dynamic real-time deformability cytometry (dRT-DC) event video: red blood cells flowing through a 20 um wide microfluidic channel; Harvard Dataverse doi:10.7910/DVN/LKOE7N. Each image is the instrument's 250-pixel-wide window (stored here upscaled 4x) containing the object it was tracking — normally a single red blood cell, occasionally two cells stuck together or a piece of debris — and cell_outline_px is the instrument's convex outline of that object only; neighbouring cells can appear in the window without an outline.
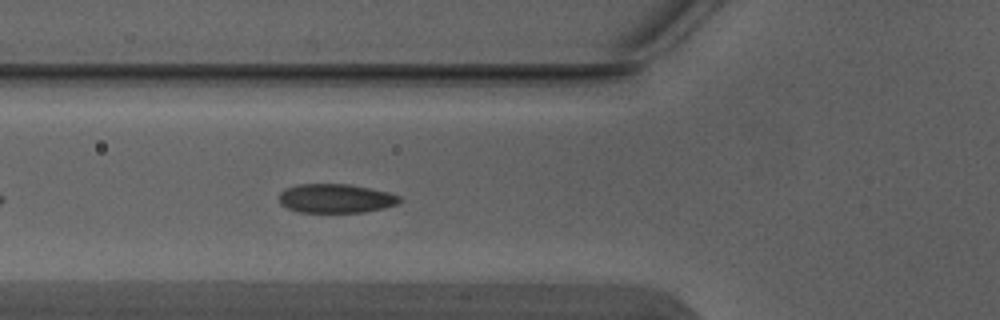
{"species": "Egyptian fruit bat (a non-hibernating species)", "species_latin": "Rousettus aegyptiacus", "temperature_condition": "warm", "stored_images_in_passage": 5, "camera_frame_rate_fps": 3000, "um_per_image_px": 0.085, "animal": {"sex": "male"}, "frame": {"image": 1, "passage_image": 5, "time_ms": 1.333, "image_size_px": [1000, 320], "cell_outline_px": [[404, 200], [396, 204], [384, 208], [364, 212], [300, 212], [288, 208], [280, 204], [280, 192], [284, 188], [296, 184], [348, 184], [372, 188], [388, 192], [400, 196]], "centroid_in_image_um": [28.55, 16.86], "position_along_channel_um": 97.2, "area_um2": 20.52}}